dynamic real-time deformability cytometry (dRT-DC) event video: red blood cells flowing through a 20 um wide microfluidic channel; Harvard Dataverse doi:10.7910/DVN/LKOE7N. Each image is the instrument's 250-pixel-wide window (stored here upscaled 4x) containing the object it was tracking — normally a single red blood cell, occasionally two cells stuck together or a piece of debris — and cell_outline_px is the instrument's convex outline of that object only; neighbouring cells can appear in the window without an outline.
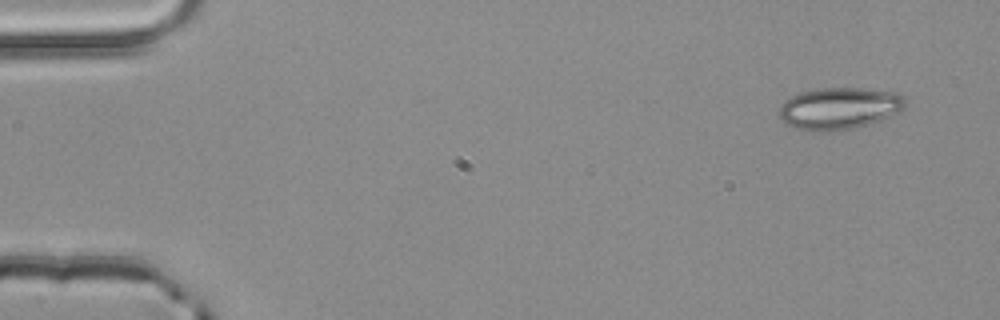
{"species": "common noctule bat (a hibernating species)", "species_latin": "Nyctalus noctula", "temperature_condition": "room temperature", "stored_images_in_passage": 3, "camera_frame_rate_fps": 3000, "um_per_image_px": 0.085, "animal": {"sex": "male", "body_mass_g": 20.4}, "frame": {"image": 1, "passage_image": 1, "time_ms": 0.0, "image_size_px": [1000, 320], "cell_outline_px": [[908, 104], [904, 108], [880, 120], [868, 124], [852, 128], [820, 132], [816, 132], [796, 128], [780, 120], [780, 104], [792, 96], [800, 92], [820, 88], [864, 88], [892, 92], [904, 96]], "centroid_in_image_um": [71.33, 9.2], "position_along_channel_um": 13.7, "area_um2": 30.63}}